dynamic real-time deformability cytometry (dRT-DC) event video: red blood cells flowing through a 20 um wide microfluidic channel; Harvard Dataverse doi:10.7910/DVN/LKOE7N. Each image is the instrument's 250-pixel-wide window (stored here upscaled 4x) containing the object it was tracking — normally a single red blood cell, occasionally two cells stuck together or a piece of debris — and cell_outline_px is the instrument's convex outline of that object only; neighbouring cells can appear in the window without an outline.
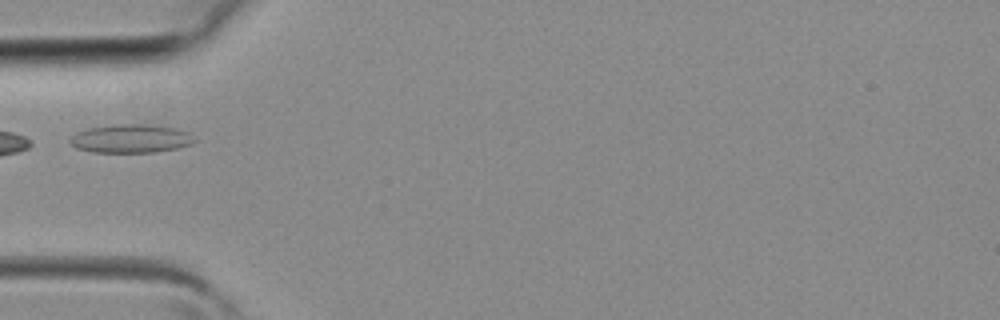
{"species": "common noctule bat (a hibernating species)", "species_latin": "Nyctalus noctula", "temperature_condition": "room temperature", "stored_images_in_passage": 2, "camera_frame_rate_fps": 3000, "um_per_image_px": 0.085, "animal": {"sex": "female", "body_mass_g": 19.3, "forearm_length_mm": 54.1}, "frame": {"image": 1, "passage_image": 2, "time_ms": 0.333, "image_size_px": [1000, 320], "cell_outline_px": [[196, 140], [192, 144], [176, 148], [152, 152], [92, 152], [76, 148], [68, 140], [76, 132], [88, 128], [116, 124], [148, 124], [176, 128], [188, 132]], "centroid_in_image_um": [11.11, 11.77], "position_along_channel_um": 73.9, "area_um2": 20.63}}